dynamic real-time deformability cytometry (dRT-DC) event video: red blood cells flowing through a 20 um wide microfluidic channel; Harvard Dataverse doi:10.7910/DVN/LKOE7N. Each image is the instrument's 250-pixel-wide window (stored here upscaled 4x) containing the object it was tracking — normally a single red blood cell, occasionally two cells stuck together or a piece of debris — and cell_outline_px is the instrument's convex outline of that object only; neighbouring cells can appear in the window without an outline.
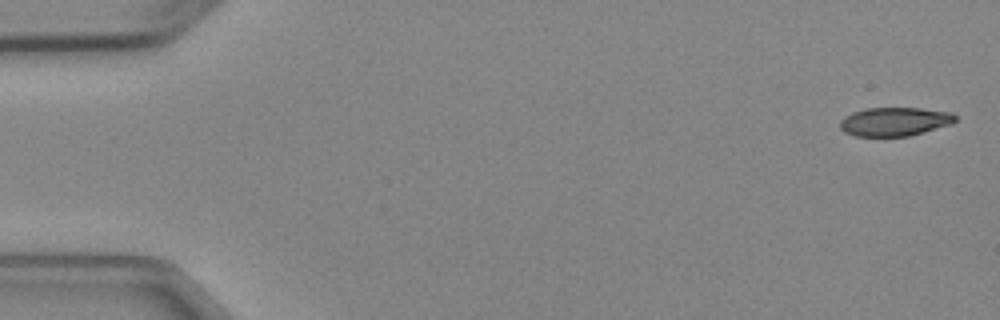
{"species": "Egyptian fruit bat (a non-hibernating species)", "species_latin": "Rousettus aegyptiacus", "temperature_condition": "cold", "stored_images_in_passage": 4, "camera_frame_rate_fps": 3000, "um_per_image_px": 0.085, "animal": {"sex": "female"}, "frame": {"image": 1, "passage_image": 1, "time_ms": 0.0, "image_size_px": [1000, 320], "cell_outline_px": [[956, 120], [952, 124], [924, 132], [908, 136], [856, 136], [844, 132], [840, 128], [840, 120], [844, 116], [852, 112], [864, 108], [920, 108], [952, 112], [956, 116]], "centroid_in_image_um": [76.04, 10.33], "position_along_channel_um": 9.0, "area_um2": 19.42}}
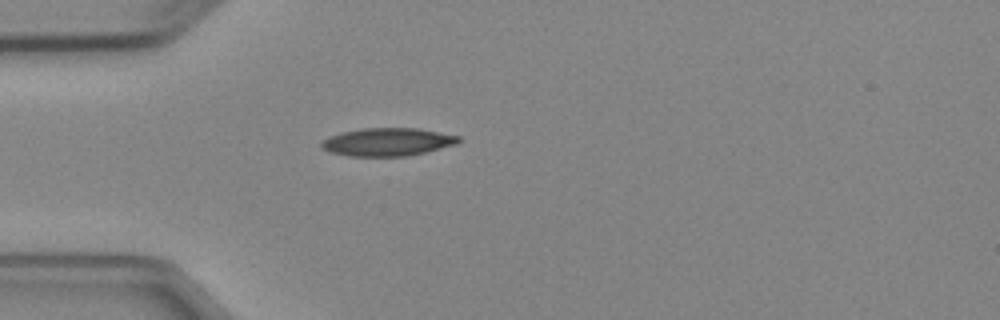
{"frame": {"image": 2, "passage_image": 4, "time_ms": 4.333, "image_size_px": [1000, 320], "cell_outline_px": [[460, 140], [456, 144], [424, 152], [404, 156], [348, 156], [332, 152], [320, 148], [320, 144], [324, 140], [332, 136], [344, 132], [364, 128], [420, 128], [460, 136]], "centroid_in_image_um": [32.96, 12.06], "position_along_channel_um": 52.0, "area_um2": 22.08}}